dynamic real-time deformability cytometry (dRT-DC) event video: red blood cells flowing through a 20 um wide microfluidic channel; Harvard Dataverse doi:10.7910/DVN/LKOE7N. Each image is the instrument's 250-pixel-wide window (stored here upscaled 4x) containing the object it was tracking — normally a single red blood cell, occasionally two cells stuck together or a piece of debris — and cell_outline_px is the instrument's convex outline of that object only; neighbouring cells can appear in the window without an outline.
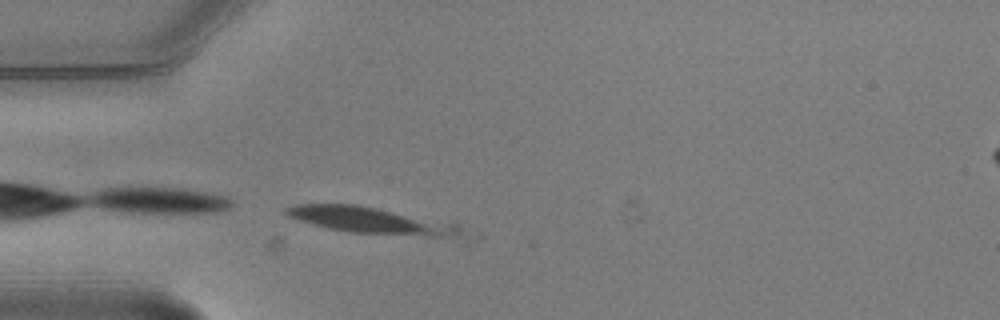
{"species": "common noctule bat (a hibernating species)", "species_latin": "Nyctalus noctula", "temperature_condition": "warm", "stored_images_in_passage": 4, "camera_frame_rate_fps": 3000, "um_per_image_px": 0.085, "animal": {"sex": "male", "body_mass_g": 20.5, "forearm_length_mm": 52.5}, "frame": {"image": 1, "passage_image": 3, "time_ms": 0.667, "image_size_px": [1000, 320], "cell_outline_px": [[460, 232], [456, 236], [428, 236], [348, 232], [328, 228], [300, 220], [288, 216], [284, 212], [284, 208], [296, 204], [356, 204], [460, 224]], "centroid_in_image_um": [31.48, 18.72], "position_along_channel_um": 53.5, "area_um2": 26.3}}